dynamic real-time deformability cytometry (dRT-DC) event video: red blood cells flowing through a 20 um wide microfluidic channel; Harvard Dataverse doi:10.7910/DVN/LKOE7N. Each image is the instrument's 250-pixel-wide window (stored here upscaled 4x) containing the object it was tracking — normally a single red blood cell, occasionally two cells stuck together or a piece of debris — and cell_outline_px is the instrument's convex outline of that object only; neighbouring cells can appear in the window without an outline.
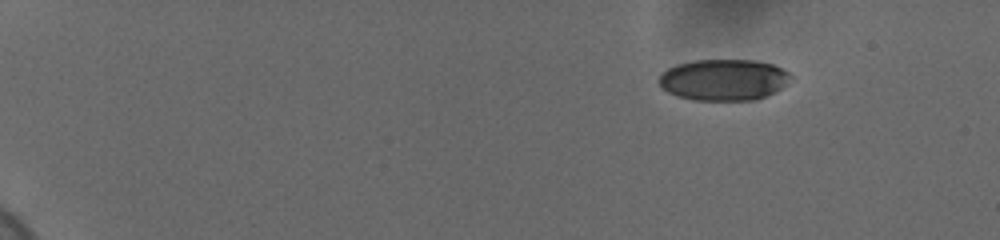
{"species": "human", "species_latin": "Homo sapiens", "temperature_condition": "cold", "stored_images_in_passage": 51, "camera_frame_rate_fps": 3000, "um_per_image_px": 0.085, "donor": {"sex": "female"}, "frame": {"image": 1, "passage_image": 1, "time_ms": 0.0, "image_size_px": [1000, 240], "cell_outline_px": [[792, 76], [776, 92], [756, 100], [696, 100], [676, 96], [660, 88], [656, 80], [668, 68], [676, 64], [696, 60], [752, 60], [772, 64], [788, 72]], "centroid_in_image_um": [61.46, 6.79], "position_along_channel_um": 23.5, "area_um2": 31.73}}
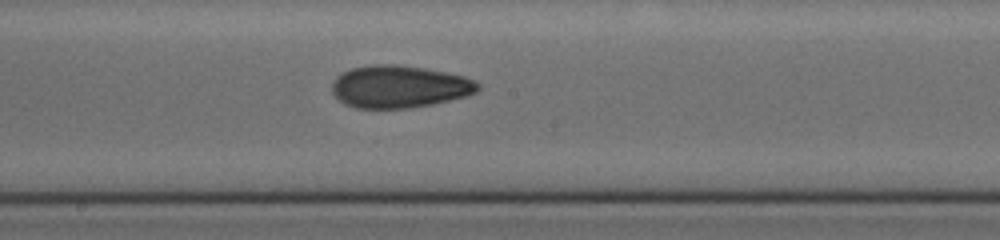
{"frame": {"image": 2, "passage_image": 28, "time_ms": 9.0, "image_size_px": [1000, 240], "cell_outline_px": [[480, 88], [476, 92], [464, 96], [432, 104], [408, 108], [356, 108], [344, 104], [332, 92], [332, 84], [336, 76], [352, 68], [372, 64], [396, 64], [424, 68], [464, 76], [480, 84]], "centroid_in_image_um": [33.91, 7.36], "position_along_channel_um": 214.3, "area_um2": 35.84}}
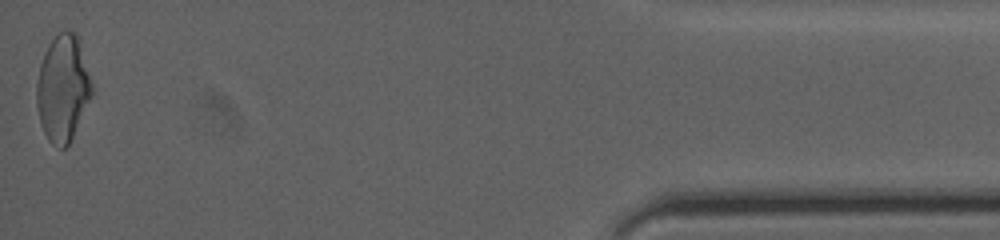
{"frame": {"image": 3, "passage_image": 51, "time_ms": 16.667, "image_size_px": [1000, 240], "cell_outline_px": [[92, 96], [68, 144], [64, 148], [60, 148], [52, 144], [48, 140], [40, 124], [36, 104], [36, 84], [40, 64], [44, 52], [48, 44], [64, 28], [76, 32], [92, 84]], "centroid_in_image_um": [5.31, 7.49], "position_along_channel_um": 429.9, "area_um2": 34.1}, "authors_computed_cell_mechanics": {"area_um2": 34.2176, "velocity_mm_per_s": 3.6886, "shape_relaxation_time_tau1_ms": 5.1429, "shape_relaxation_time_tau2_ms": 3.5807, "deformation_change_tau1": 0.1395, "deformation_change_tau2": 0.1015}}